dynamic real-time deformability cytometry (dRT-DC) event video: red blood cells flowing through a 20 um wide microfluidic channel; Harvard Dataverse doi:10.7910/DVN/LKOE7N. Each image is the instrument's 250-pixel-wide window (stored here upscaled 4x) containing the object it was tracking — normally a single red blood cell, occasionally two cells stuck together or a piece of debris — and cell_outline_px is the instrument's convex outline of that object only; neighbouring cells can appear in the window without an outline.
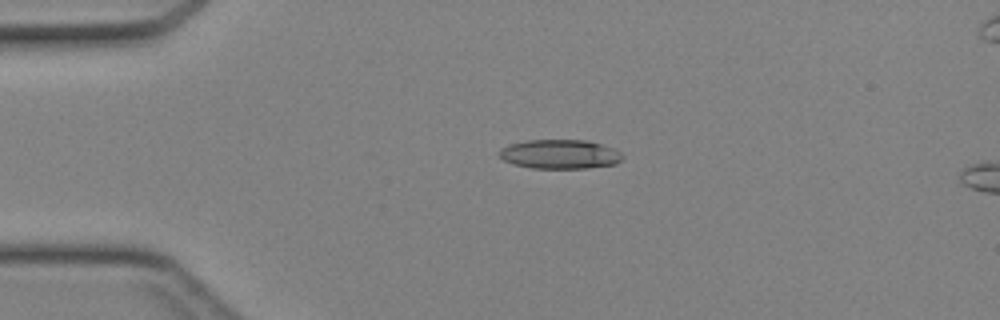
{"species": "Egyptian fruit bat (a non-hibernating species)", "species_latin": "Rousettus aegyptiacus", "temperature_condition": "cold", "stored_images_in_passage": 5, "camera_frame_rate_fps": 3000, "um_per_image_px": 0.085, "animal": {"sex": "female"}, "frame": {"image": 1, "passage_image": 1, "time_ms": 0.0, "image_size_px": [1000, 320], "cell_outline_px": [[624, 156], [616, 164], [588, 168], [532, 168], [512, 164], [504, 160], [500, 156], [500, 148], [508, 144], [528, 140], [584, 140], [616, 148]], "centroid_in_image_um": [47.6, 13.1], "position_along_channel_um": 37.4, "area_um2": 21.04}}